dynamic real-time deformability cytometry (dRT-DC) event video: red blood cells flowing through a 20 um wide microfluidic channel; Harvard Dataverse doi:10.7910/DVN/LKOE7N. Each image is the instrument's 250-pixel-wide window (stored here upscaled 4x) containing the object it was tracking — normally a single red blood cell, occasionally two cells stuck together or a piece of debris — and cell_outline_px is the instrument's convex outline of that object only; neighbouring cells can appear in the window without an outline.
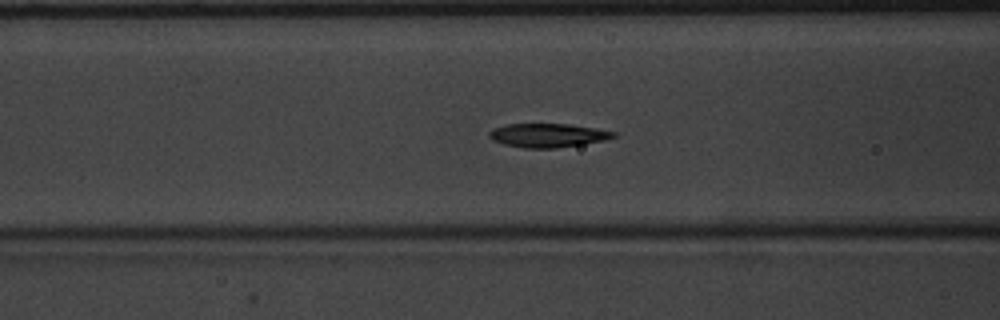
{"species": "common noctule bat (a hibernating species)", "species_latin": "Nyctalus noctula", "temperature_condition": "warm", "stored_images_in_passage": 41, "camera_frame_rate_fps": 3000, "um_per_image_px": 0.085, "animal": {"sex": "male", "body_mass_g": 20.1, "forearm_length_mm": 53.5}, "frame": {"image": 1, "passage_image": 10, "time_ms": 3.0, "image_size_px": [1000, 320], "cell_outline_px": [[616, 136], [604, 140], [556, 148], [524, 148], [504, 144], [492, 140], [488, 136], [488, 132], [492, 128], [508, 124], [568, 124], [596, 128], [616, 132]], "centroid_in_image_um": [46.52, 11.5], "position_along_channel_um": 120.1, "area_um2": 17.17}}
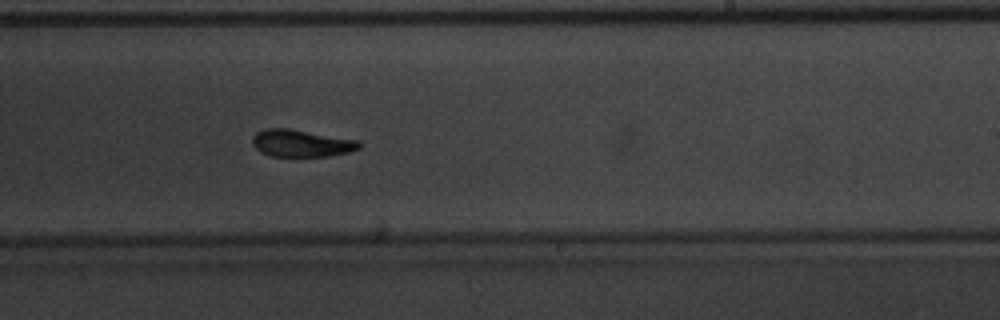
{"frame": {"image": 2, "passage_image": 21, "time_ms": 6.667, "image_size_px": [1000, 320], "cell_outline_px": [[360, 148], [348, 152], [328, 156], [272, 156], [260, 152], [252, 144], [252, 136], [256, 132], [264, 128], [288, 128], [360, 140]], "centroid_in_image_um": [25.59, 12.16], "position_along_channel_um": 263.4, "area_um2": 16.99}}
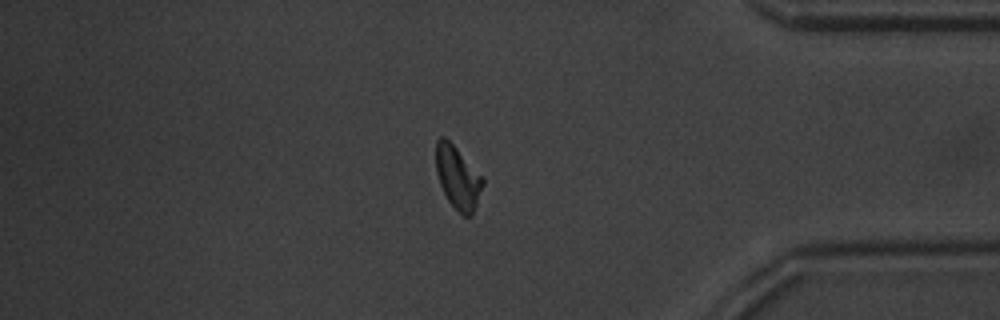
{"frame": {"image": 3, "passage_image": 33, "time_ms": 10.667, "image_size_px": [1000, 320], "cell_outline_px": [[484, 184], [472, 216], [464, 216], [448, 200], [440, 184], [436, 172], [436, 140], [440, 136], [444, 136], [484, 176]], "centroid_in_image_um": [38.93, 15.07], "position_along_channel_um": 396.3, "area_um2": 17.11}, "authors_computed_cell_mechanics": {"area_um2": 17.1666, "velocity_mm_per_s": 3.9159, "shape_relaxation_time_tau1_ms": 3.0498, "shape_relaxation_time_tau2_ms": 8.5707, "deformation_change_tau1": 0.1222, "deformation_change_tau2": 0.1445}}